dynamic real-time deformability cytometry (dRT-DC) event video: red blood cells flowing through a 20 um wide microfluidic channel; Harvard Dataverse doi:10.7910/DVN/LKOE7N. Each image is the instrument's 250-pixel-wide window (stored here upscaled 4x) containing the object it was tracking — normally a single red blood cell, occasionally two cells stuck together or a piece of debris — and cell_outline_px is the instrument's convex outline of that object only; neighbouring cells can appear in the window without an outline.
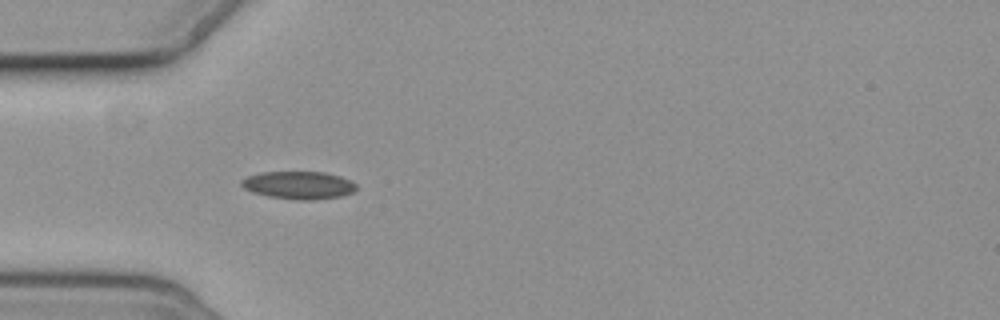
{"species": "common noctule bat (a hibernating species)", "species_latin": "Nyctalus noctula", "temperature_condition": "cold", "stored_images_in_passage": 14, "camera_frame_rate_fps": 3000, "um_per_image_px": 0.085, "animal": {"sex": "female", "body_mass_g": 19.3, "forearm_length_mm": 54.1}, "frame": {"image": 1, "passage_image": 4, "time_ms": 5.0, "image_size_px": [1000, 320], "cell_outline_px": [[356, 188], [352, 192], [340, 196], [312, 200], [296, 200], [268, 196], [252, 192], [244, 188], [240, 184], [240, 180], [248, 176], [260, 172], [324, 172], [340, 176], [356, 184]], "centroid_in_image_um": [25.34, 15.74], "position_along_channel_um": 59.7, "area_um2": 18.5}}
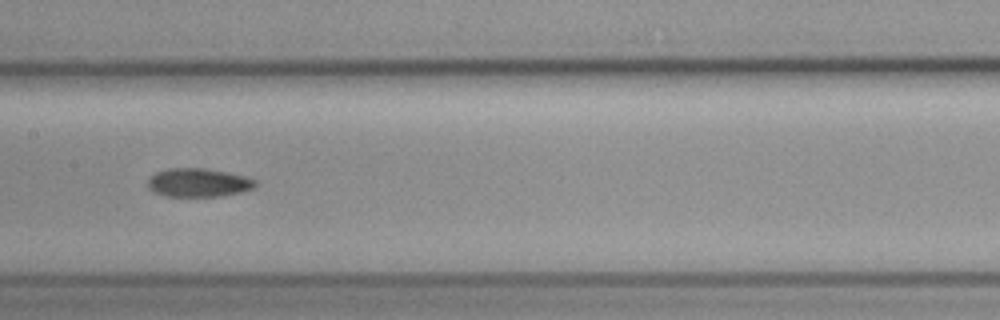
{"frame": {"image": 2, "passage_image": 7, "time_ms": 8.667, "image_size_px": [1000, 320], "cell_outline_px": [[256, 184], [252, 188], [240, 192], [224, 196], [164, 196], [152, 192], [148, 188], [148, 180], [156, 172], [168, 168], [204, 168], [244, 176], [256, 180]], "centroid_in_image_um": [16.82, 15.53], "position_along_channel_um": 190.6, "area_um2": 17.8}}
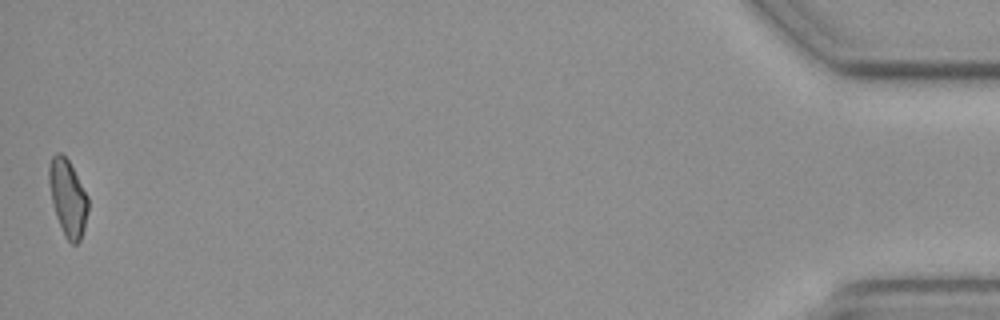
{"frame": {"image": 3, "passage_image": 14, "time_ms": 18.0, "image_size_px": [1000, 320], "cell_outline_px": [[88, 208], [84, 228], [80, 240], [76, 244], [72, 244], [64, 236], [56, 216], [52, 200], [48, 180], [48, 164], [52, 156], [56, 152], [60, 152], [68, 160], [88, 196]], "centroid_in_image_um": [5.75, 16.8], "position_along_channel_um": 429.5, "area_um2": 17.34}}